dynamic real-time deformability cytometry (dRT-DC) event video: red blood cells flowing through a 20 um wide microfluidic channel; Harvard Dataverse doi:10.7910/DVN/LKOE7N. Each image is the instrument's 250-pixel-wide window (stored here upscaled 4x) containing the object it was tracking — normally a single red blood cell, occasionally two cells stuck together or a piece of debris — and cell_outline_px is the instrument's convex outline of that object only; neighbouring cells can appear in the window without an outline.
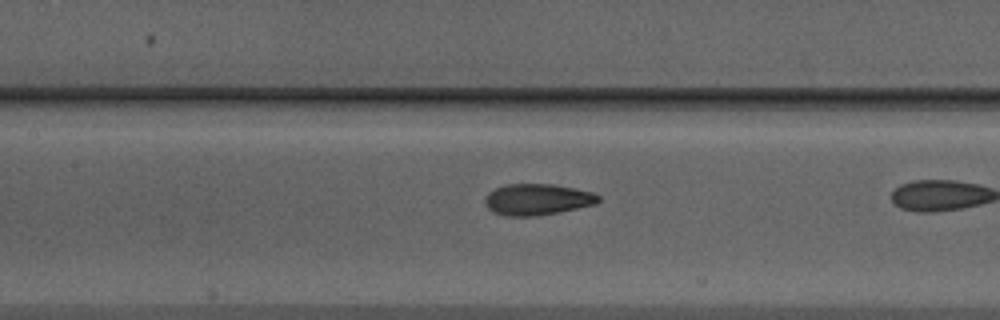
{"species": "Egyptian fruit bat (a non-hibernating species)", "species_latin": "Rousettus aegyptiacus", "temperature_condition": "warm", "stored_images_in_passage": 26, "camera_frame_rate_fps": 3000, "um_per_image_px": 0.085, "animal": {"sex": "male"}, "frame": {"image": 1, "passage_image": 22, "time_ms": 7.0, "image_size_px": [1000, 320], "cell_outline_px": [[600, 200], [596, 204], [560, 212], [536, 216], [504, 216], [492, 212], [484, 204], [484, 200], [488, 192], [504, 184], [552, 184], [576, 188], [592, 192], [600, 196]], "centroid_in_image_um": [45.65, 16.96], "position_along_channel_um": 161.7, "area_um2": 20.92}}